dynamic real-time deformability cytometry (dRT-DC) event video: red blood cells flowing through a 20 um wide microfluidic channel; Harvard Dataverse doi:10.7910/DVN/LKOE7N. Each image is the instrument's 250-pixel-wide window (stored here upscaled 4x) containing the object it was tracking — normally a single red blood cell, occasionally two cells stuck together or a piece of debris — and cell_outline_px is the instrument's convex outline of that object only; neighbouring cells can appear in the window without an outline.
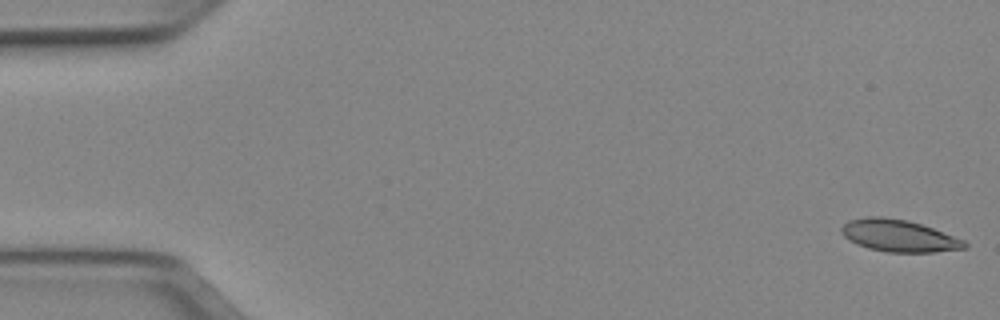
{"species": "Egyptian fruit bat (a non-hibernating species)", "species_latin": "Rousettus aegyptiacus", "temperature_condition": "cold", "stored_images_in_passage": 51, "camera_frame_rate_fps": 3000, "um_per_image_px": 0.085, "animal": {"sex": "female"}, "frame": {"image": 1, "passage_image": 1, "time_ms": 0.0, "image_size_px": [1000, 320], "cell_outline_px": [[968, 248], [932, 252], [888, 252], [868, 248], [856, 244], [848, 240], [840, 232], [840, 228], [848, 220], [868, 216], [880, 216], [908, 220], [932, 228], [964, 240], [968, 244]], "centroid_in_image_um": [76.37, 20.03], "position_along_channel_um": 8.6, "area_um2": 23.0}}
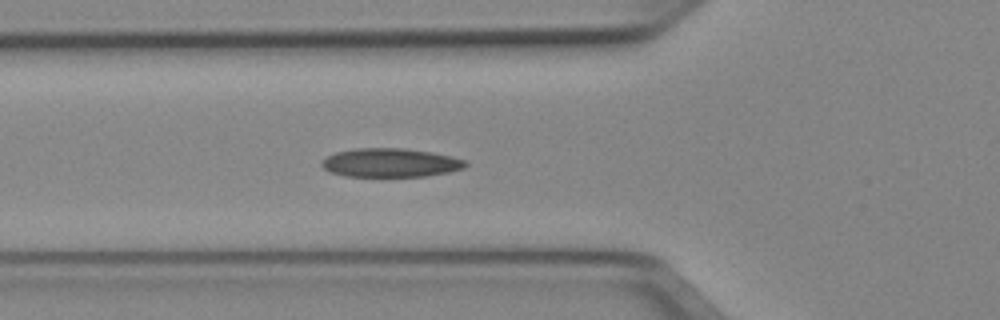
{"frame": {"image": 2, "passage_image": 18, "time_ms": 5.667, "image_size_px": [1000, 320], "cell_outline_px": [[468, 164], [464, 168], [448, 172], [424, 176], [344, 176], [328, 172], [320, 164], [328, 156], [336, 152], [356, 148], [404, 148], [432, 152], [452, 156], [468, 160]], "centroid_in_image_um": [33.21, 13.83], "position_along_channel_um": 92.6, "area_um2": 24.16}}
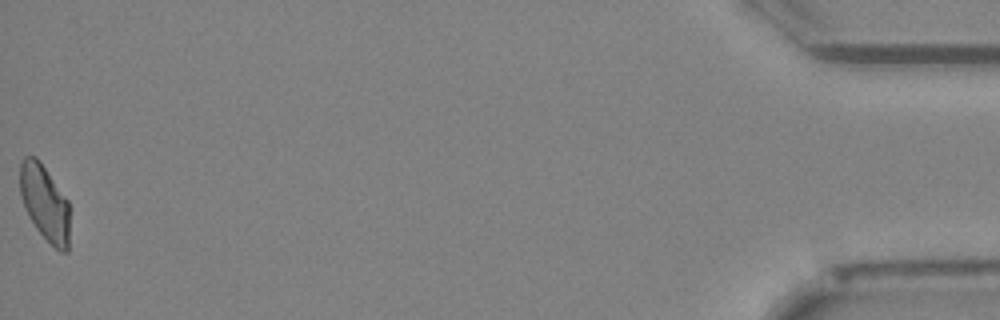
{"frame": {"image": 3, "passage_image": 51, "time_ms": 16.667, "image_size_px": [1000, 320], "cell_outline_px": [[68, 252], [60, 252], [36, 228], [20, 196], [20, 164], [24, 156], [36, 156], [40, 160], [68, 200]], "centroid_in_image_um": [3.8, 17.19], "position_along_channel_um": 431.4, "area_um2": 21.56}, "authors_computed_cell_mechanics": {"area_um2": 23.2934, "velocity_mm_per_s": 3.9695, "shape_relaxation_time_tau1_ms": null, "shape_relaxation_time_tau2_ms": 4.4378, "deformation_change_tau1": null, "deformation_change_tau2": 0.1112}}